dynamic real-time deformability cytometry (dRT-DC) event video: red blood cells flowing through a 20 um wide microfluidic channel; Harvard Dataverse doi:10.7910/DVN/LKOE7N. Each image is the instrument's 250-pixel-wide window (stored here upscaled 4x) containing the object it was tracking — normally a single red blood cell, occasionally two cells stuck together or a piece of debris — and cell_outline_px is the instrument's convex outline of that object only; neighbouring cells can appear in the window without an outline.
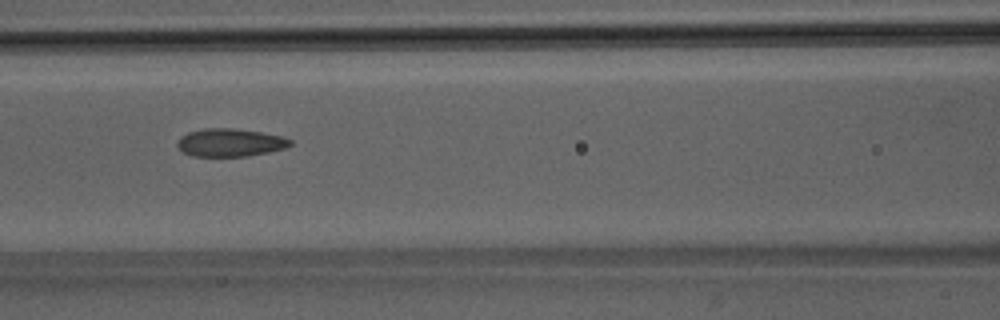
{"species": "Egyptian fruit bat (a non-hibernating species)", "species_latin": "Rousettus aegyptiacus", "temperature_condition": "room temperature", "stored_images_in_passage": 51, "camera_frame_rate_fps": 3000, "um_per_image_px": 0.085, "animal": {"sex": "male"}, "frame": {"image": 1, "passage_image": 23, "time_ms": 7.333, "image_size_px": [1000, 320], "cell_outline_px": [[292, 144], [288, 148], [248, 156], [192, 156], [184, 152], [176, 144], [180, 136], [188, 132], [204, 128], [232, 128], [260, 132], [280, 136], [292, 140]], "centroid_in_image_um": [19.56, 12.12], "position_along_channel_um": 147.0, "area_um2": 18.38}}
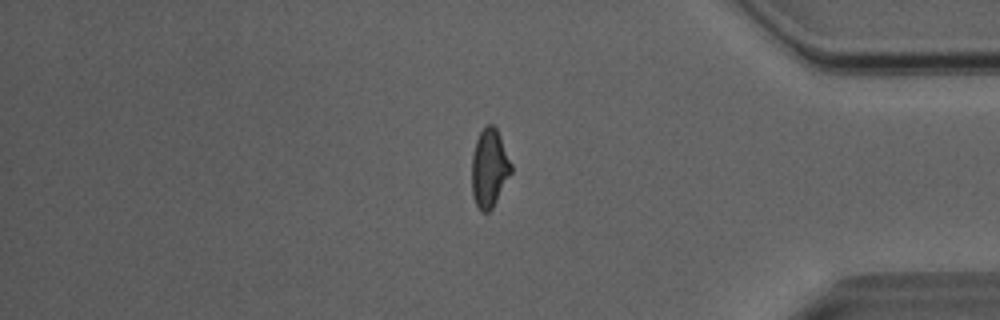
{"frame": {"image": 2, "passage_image": 43, "time_ms": 14.0, "image_size_px": [1000, 320], "cell_outline_px": [[512, 172], [492, 208], [488, 212], [480, 212], [472, 196], [472, 156], [476, 140], [480, 132], [488, 124], [492, 124], [496, 128], [512, 164]], "centroid_in_image_um": [41.59, 14.31], "position_along_channel_um": 393.6, "area_um2": 17.86}}
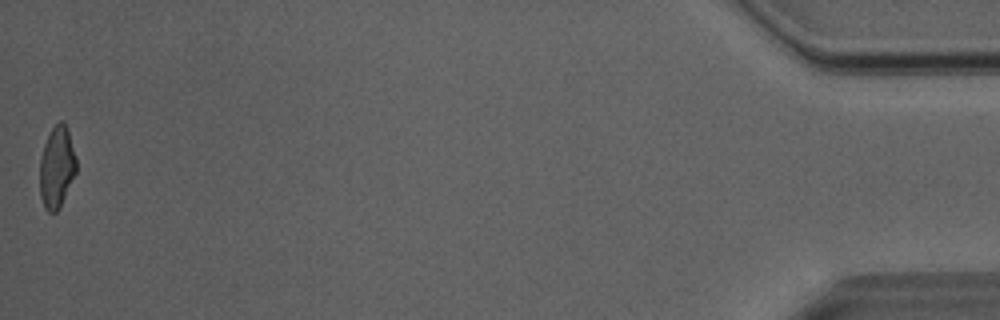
{"frame": {"image": 3, "passage_image": 51, "time_ms": 16.667, "image_size_px": [1000, 320], "cell_outline_px": [[76, 172], [60, 208], [56, 212], [48, 212], [44, 208], [40, 196], [40, 160], [44, 144], [52, 128], [60, 120], [64, 120], [68, 128], [76, 160]], "centroid_in_image_um": [4.82, 14.22], "position_along_channel_um": 430.4, "area_um2": 17.4}, "authors_computed_cell_mechanics": {"area_um2": 18.6694, "velocity_mm_per_s": 4.0805, "shape_relaxation_time_tau1_ms": null, "shape_relaxation_time_tau2_ms": 2.1691, "deformation_change_tau1": null, "deformation_change_tau2": 0.0861}}